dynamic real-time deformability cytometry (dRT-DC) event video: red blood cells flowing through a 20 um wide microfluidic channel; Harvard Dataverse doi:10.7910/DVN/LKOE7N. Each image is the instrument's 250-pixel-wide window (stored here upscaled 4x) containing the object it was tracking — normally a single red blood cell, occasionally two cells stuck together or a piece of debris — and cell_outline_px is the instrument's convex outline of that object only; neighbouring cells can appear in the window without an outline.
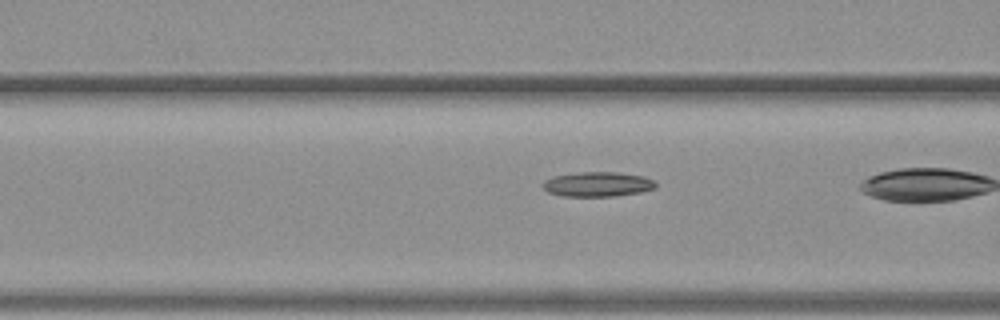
{"species": "common noctule bat (a hibernating species)", "species_latin": "Nyctalus noctula", "temperature_condition": "warm", "stored_images_in_passage": 25, "camera_frame_rate_fps": 3000, "um_per_image_px": 0.085, "animal": {"sex": "female", "body_mass_g": 19.3, "forearm_length_mm": 54.1}, "frame": {"image": 1, "passage_image": 4, "time_ms": 1.0, "image_size_px": [1000, 320], "cell_outline_px": [[656, 188], [640, 192], [616, 196], [564, 196], [548, 192], [540, 184], [544, 180], [552, 176], [580, 172], [616, 172], [644, 176], [652, 180], [656, 184]], "centroid_in_image_um": [50.77, 15.66], "position_along_channel_um": 115.8, "area_um2": 16.3}}